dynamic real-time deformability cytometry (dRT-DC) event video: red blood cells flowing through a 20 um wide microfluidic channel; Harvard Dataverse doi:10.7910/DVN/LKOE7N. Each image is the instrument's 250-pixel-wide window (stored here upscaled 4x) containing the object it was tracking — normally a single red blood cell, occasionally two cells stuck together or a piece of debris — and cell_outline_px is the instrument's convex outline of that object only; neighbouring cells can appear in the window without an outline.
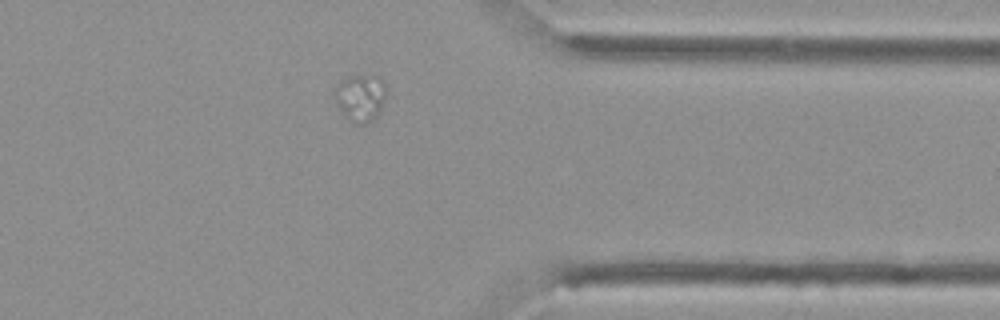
{"species": "Egyptian fruit bat (a non-hibernating species)", "species_latin": "Rousettus aegyptiacus", "temperature_condition": "cold", "stored_images_in_passage": 35, "camera_frame_rate_fps": 3000, "um_per_image_px": 0.085, "animal": {"sex": "female"}, "frame": {"image": 1, "passage_image": 29, "time_ms": 9.333, "image_size_px": [1000, 320], "cell_outline_px": [[384, 96], [380, 112], [372, 120], [364, 124], [356, 124], [348, 120], [344, 116], [336, 104], [332, 96], [332, 88], [340, 80], [348, 76], [380, 76], [384, 84]], "centroid_in_image_um": [30.55, 8.3], "position_along_channel_um": 380.9, "area_um2": 14.39}}